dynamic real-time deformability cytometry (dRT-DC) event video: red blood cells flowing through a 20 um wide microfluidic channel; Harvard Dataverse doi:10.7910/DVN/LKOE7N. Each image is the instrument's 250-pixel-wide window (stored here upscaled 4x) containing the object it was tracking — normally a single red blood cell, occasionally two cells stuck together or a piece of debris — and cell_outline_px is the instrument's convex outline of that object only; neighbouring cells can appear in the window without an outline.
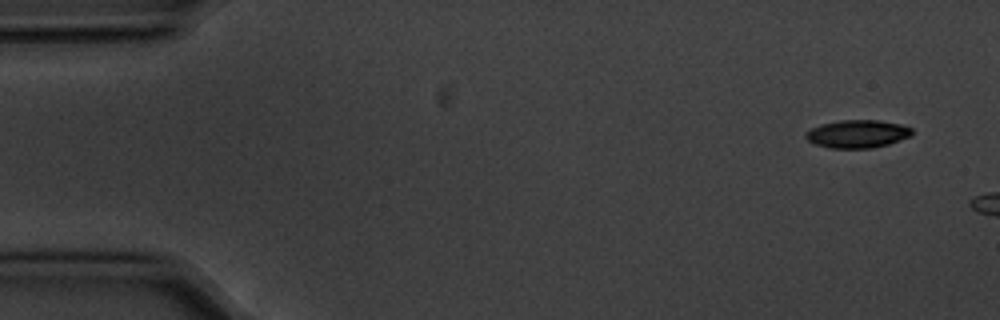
{"species": "common noctule bat (a hibernating species)", "species_latin": "Nyctalus noctula", "temperature_condition": "cold", "stored_images_in_passage": 2, "camera_frame_rate_fps": 3000, "um_per_image_px": 0.085, "animal": {"sex": "male", "body_mass_g": 20.1, "forearm_length_mm": 53.5}, "frame": {"image": 1, "passage_image": 1, "time_ms": 0.0, "image_size_px": [1000, 320], "cell_outline_px": [[912, 132], [908, 136], [888, 144], [872, 148], [828, 148], [816, 144], [808, 140], [804, 136], [804, 132], [820, 124], [840, 120], [880, 120], [900, 124], [912, 128]], "centroid_in_image_um": [72.83, 11.37], "position_along_channel_um": 12.2, "area_um2": 17.22}}